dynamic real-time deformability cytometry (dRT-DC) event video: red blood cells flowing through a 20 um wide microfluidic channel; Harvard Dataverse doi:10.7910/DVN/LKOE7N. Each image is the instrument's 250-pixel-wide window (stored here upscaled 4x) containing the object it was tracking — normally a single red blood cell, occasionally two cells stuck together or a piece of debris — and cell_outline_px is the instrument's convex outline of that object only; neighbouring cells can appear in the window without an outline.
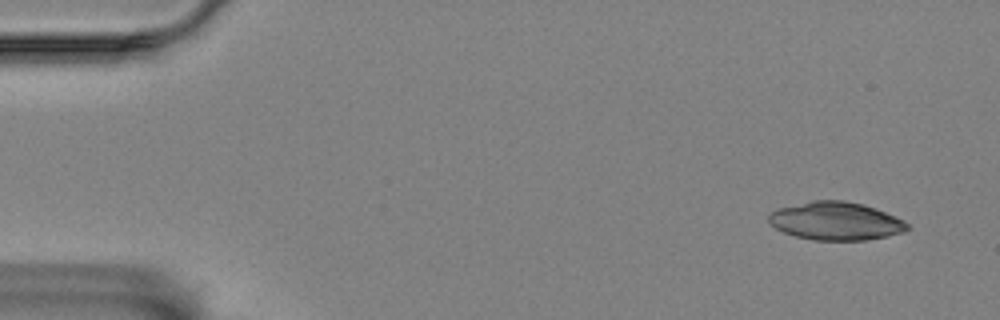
{"species": "Egyptian fruit bat (a non-hibernating species)", "species_latin": "Rousettus aegyptiacus", "temperature_condition": "room temperature", "stored_images_in_passage": 54, "camera_frame_rate_fps": 3000, "um_per_image_px": 0.085, "animal": {"sex": "female"}, "frame": {"image": 1, "passage_image": 1, "time_ms": 0.0, "image_size_px": [1000, 320], "cell_outline_px": [[908, 228], [904, 232], [888, 236], [864, 240], [812, 240], [796, 236], [784, 232], [776, 228], [768, 220], [768, 216], [772, 212], [780, 208], [812, 200], [844, 200], [864, 204], [904, 220], [908, 224]], "centroid_in_image_um": [71.06, 18.79], "position_along_channel_um": 13.9, "area_um2": 30.58}}
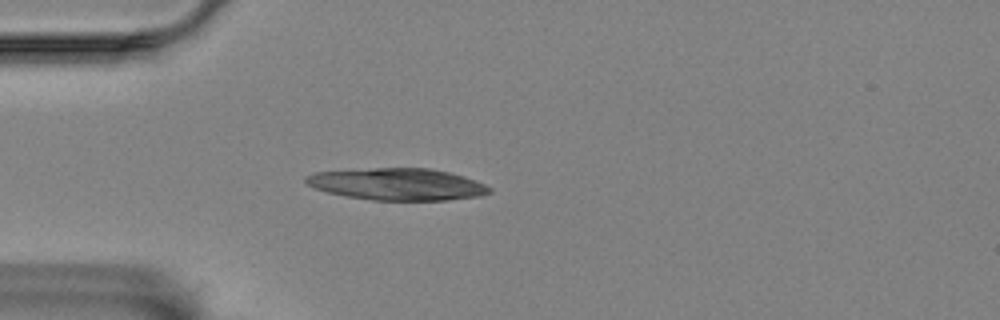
{"frame": {"image": 2, "passage_image": 13, "time_ms": 4.0, "image_size_px": [1000, 320], "cell_outline_px": [[492, 192], [480, 196], [448, 200], [372, 200], [344, 196], [328, 192], [316, 188], [308, 184], [304, 180], [304, 176], [316, 172], [376, 168], [428, 168], [448, 172], [464, 176], [484, 184], [492, 188]], "centroid_in_image_um": [33.79, 15.66], "position_along_channel_um": 51.2, "area_um2": 34.04}}
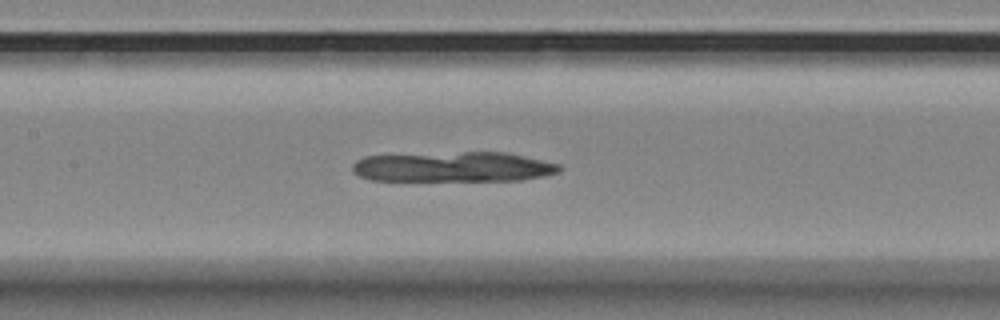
{"frame": {"image": 3, "passage_image": 24, "time_ms": 7.667, "image_size_px": [1000, 320], "cell_outline_px": [[560, 172], [544, 176], [520, 180], [372, 180], [360, 176], [352, 172], [352, 164], [356, 160], [364, 156], [464, 152], [508, 152], [560, 164]], "centroid_in_image_um": [38.54, 14.18], "position_along_channel_um": 168.9, "area_um2": 36.18}}